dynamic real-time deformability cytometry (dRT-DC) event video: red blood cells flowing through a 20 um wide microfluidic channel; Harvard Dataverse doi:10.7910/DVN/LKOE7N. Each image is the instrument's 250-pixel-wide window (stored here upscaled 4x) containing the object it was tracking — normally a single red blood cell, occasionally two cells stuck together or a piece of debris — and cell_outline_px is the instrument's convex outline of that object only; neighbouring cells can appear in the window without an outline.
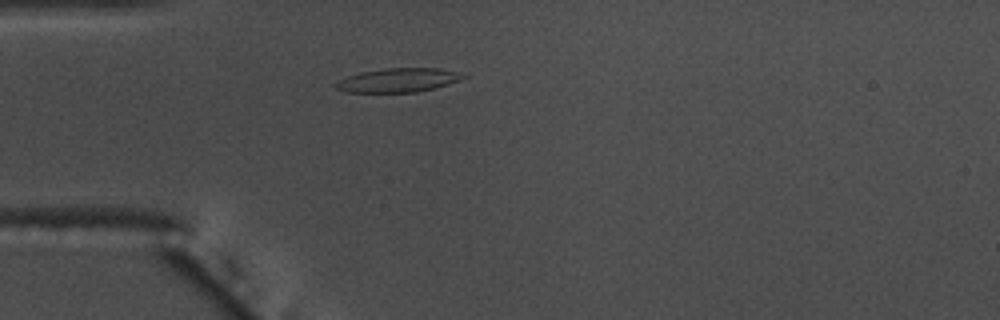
{"species": "common noctule bat (a hibernating species)", "species_latin": "Nyctalus noctula", "temperature_condition": "warm", "stored_images_in_passage": 41, "camera_frame_rate_fps": 3000, "um_per_image_px": 0.085, "animal": {"sex": "male", "body_mass_g": 17.5, "forearm_length_mm": 52.3}, "frame": {"image": 1, "passage_image": 1, "time_ms": 0.0, "image_size_px": [1000, 320], "cell_outline_px": [[468, 76], [460, 80], [436, 88], [416, 92], [344, 92], [336, 88], [336, 84], [340, 80], [348, 76], [360, 72], [384, 68], [440, 68], [460, 72]], "centroid_in_image_um": [33.9, 6.81], "position_along_channel_um": 51.1, "area_um2": 17.8}}
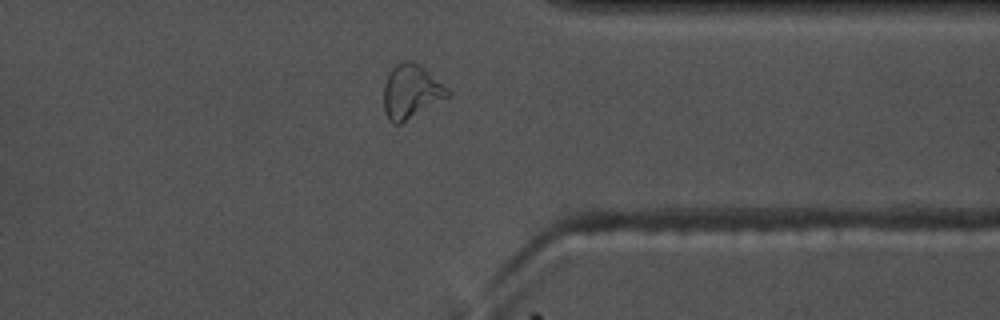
{"frame": {"image": 2, "passage_image": 29, "time_ms": 9.333, "image_size_px": [1000, 320], "cell_outline_px": [[452, 92], [448, 96], [400, 124], [392, 124], [388, 120], [384, 112], [384, 84], [392, 68], [396, 64], [404, 60], [412, 60], [420, 64], [448, 88]], "centroid_in_image_um": [34.92, 7.77], "position_along_channel_um": 376.5, "area_um2": 20.0}}
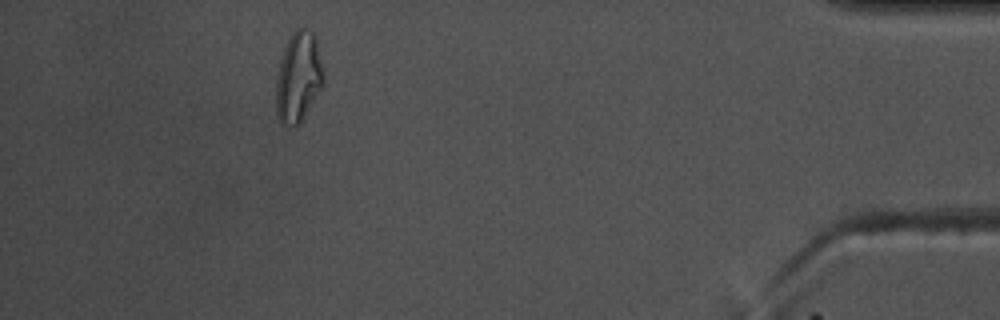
{"frame": {"image": 3, "passage_image": 36, "time_ms": 11.667, "image_size_px": [1000, 320], "cell_outline_px": [[324, 84], [300, 120], [296, 124], [284, 124], [276, 116], [276, 80], [280, 60], [284, 48], [292, 32], [300, 24], [312, 32], [316, 36], [324, 76]], "centroid_in_image_um": [25.36, 6.46], "position_along_channel_um": 409.8, "area_um2": 24.74}, "authors_computed_cell_mechanics": {"area_um2": 17.9758, "velocity_mm_per_s": 3.6523, "shape_relaxation_time_tau1_ms": null, "shape_relaxation_time_tau2_ms": 2.9368, "deformation_change_tau1": null, "deformation_change_tau2": 0.107}}